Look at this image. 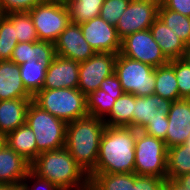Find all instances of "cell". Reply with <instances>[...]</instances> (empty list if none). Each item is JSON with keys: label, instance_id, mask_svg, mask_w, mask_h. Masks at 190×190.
<instances>
[{"label": "cell", "instance_id": "47", "mask_svg": "<svg viewBox=\"0 0 190 190\" xmlns=\"http://www.w3.org/2000/svg\"><path fill=\"white\" fill-rule=\"evenodd\" d=\"M185 145H190V135L189 137L187 138V140L184 142Z\"/></svg>", "mask_w": 190, "mask_h": 190}, {"label": "cell", "instance_id": "26", "mask_svg": "<svg viewBox=\"0 0 190 190\" xmlns=\"http://www.w3.org/2000/svg\"><path fill=\"white\" fill-rule=\"evenodd\" d=\"M190 173V145H177L168 148L167 178L176 180L178 177Z\"/></svg>", "mask_w": 190, "mask_h": 190}, {"label": "cell", "instance_id": "18", "mask_svg": "<svg viewBox=\"0 0 190 190\" xmlns=\"http://www.w3.org/2000/svg\"><path fill=\"white\" fill-rule=\"evenodd\" d=\"M33 98L25 88L20 67L12 60L0 61V100Z\"/></svg>", "mask_w": 190, "mask_h": 190}, {"label": "cell", "instance_id": "29", "mask_svg": "<svg viewBox=\"0 0 190 190\" xmlns=\"http://www.w3.org/2000/svg\"><path fill=\"white\" fill-rule=\"evenodd\" d=\"M122 94H110L100 88L86 96L87 113L104 119L111 111L116 99Z\"/></svg>", "mask_w": 190, "mask_h": 190}, {"label": "cell", "instance_id": "46", "mask_svg": "<svg viewBox=\"0 0 190 190\" xmlns=\"http://www.w3.org/2000/svg\"><path fill=\"white\" fill-rule=\"evenodd\" d=\"M11 190H23V188L21 186H16V187H13Z\"/></svg>", "mask_w": 190, "mask_h": 190}, {"label": "cell", "instance_id": "17", "mask_svg": "<svg viewBox=\"0 0 190 190\" xmlns=\"http://www.w3.org/2000/svg\"><path fill=\"white\" fill-rule=\"evenodd\" d=\"M29 171L30 163L7 144L0 149V184L21 186Z\"/></svg>", "mask_w": 190, "mask_h": 190}, {"label": "cell", "instance_id": "35", "mask_svg": "<svg viewBox=\"0 0 190 190\" xmlns=\"http://www.w3.org/2000/svg\"><path fill=\"white\" fill-rule=\"evenodd\" d=\"M46 0H0L2 15L10 13L29 12L35 6Z\"/></svg>", "mask_w": 190, "mask_h": 190}, {"label": "cell", "instance_id": "33", "mask_svg": "<svg viewBox=\"0 0 190 190\" xmlns=\"http://www.w3.org/2000/svg\"><path fill=\"white\" fill-rule=\"evenodd\" d=\"M174 73L179 89V100H190V65L182 58L174 59Z\"/></svg>", "mask_w": 190, "mask_h": 190}, {"label": "cell", "instance_id": "34", "mask_svg": "<svg viewBox=\"0 0 190 190\" xmlns=\"http://www.w3.org/2000/svg\"><path fill=\"white\" fill-rule=\"evenodd\" d=\"M129 3L128 0H105L101 6L100 17L104 21L116 25Z\"/></svg>", "mask_w": 190, "mask_h": 190}, {"label": "cell", "instance_id": "28", "mask_svg": "<svg viewBox=\"0 0 190 190\" xmlns=\"http://www.w3.org/2000/svg\"><path fill=\"white\" fill-rule=\"evenodd\" d=\"M158 17L180 38L185 45L190 44V17L165 8L161 3Z\"/></svg>", "mask_w": 190, "mask_h": 190}, {"label": "cell", "instance_id": "30", "mask_svg": "<svg viewBox=\"0 0 190 190\" xmlns=\"http://www.w3.org/2000/svg\"><path fill=\"white\" fill-rule=\"evenodd\" d=\"M19 67L25 88L34 96L43 88L47 67L34 60L25 62Z\"/></svg>", "mask_w": 190, "mask_h": 190}, {"label": "cell", "instance_id": "12", "mask_svg": "<svg viewBox=\"0 0 190 190\" xmlns=\"http://www.w3.org/2000/svg\"><path fill=\"white\" fill-rule=\"evenodd\" d=\"M80 27L85 40L96 53L118 54L121 51V39L115 25L104 21L100 16L80 24Z\"/></svg>", "mask_w": 190, "mask_h": 190}, {"label": "cell", "instance_id": "14", "mask_svg": "<svg viewBox=\"0 0 190 190\" xmlns=\"http://www.w3.org/2000/svg\"><path fill=\"white\" fill-rule=\"evenodd\" d=\"M167 117L166 147L182 145L190 135V100L173 101Z\"/></svg>", "mask_w": 190, "mask_h": 190}, {"label": "cell", "instance_id": "25", "mask_svg": "<svg viewBox=\"0 0 190 190\" xmlns=\"http://www.w3.org/2000/svg\"><path fill=\"white\" fill-rule=\"evenodd\" d=\"M135 173H96L89 190H134Z\"/></svg>", "mask_w": 190, "mask_h": 190}, {"label": "cell", "instance_id": "16", "mask_svg": "<svg viewBox=\"0 0 190 190\" xmlns=\"http://www.w3.org/2000/svg\"><path fill=\"white\" fill-rule=\"evenodd\" d=\"M80 63L55 56L46 71L42 89L78 88Z\"/></svg>", "mask_w": 190, "mask_h": 190}, {"label": "cell", "instance_id": "20", "mask_svg": "<svg viewBox=\"0 0 190 190\" xmlns=\"http://www.w3.org/2000/svg\"><path fill=\"white\" fill-rule=\"evenodd\" d=\"M55 56V44L52 42H20L15 46L10 60L17 65L34 60L48 67Z\"/></svg>", "mask_w": 190, "mask_h": 190}, {"label": "cell", "instance_id": "23", "mask_svg": "<svg viewBox=\"0 0 190 190\" xmlns=\"http://www.w3.org/2000/svg\"><path fill=\"white\" fill-rule=\"evenodd\" d=\"M135 95L123 93L116 99L110 113L103 119L106 126L133 128Z\"/></svg>", "mask_w": 190, "mask_h": 190}, {"label": "cell", "instance_id": "10", "mask_svg": "<svg viewBox=\"0 0 190 190\" xmlns=\"http://www.w3.org/2000/svg\"><path fill=\"white\" fill-rule=\"evenodd\" d=\"M159 6L156 0L130 2L115 25L118 37L122 40L132 33L150 29L158 18Z\"/></svg>", "mask_w": 190, "mask_h": 190}, {"label": "cell", "instance_id": "31", "mask_svg": "<svg viewBox=\"0 0 190 190\" xmlns=\"http://www.w3.org/2000/svg\"><path fill=\"white\" fill-rule=\"evenodd\" d=\"M5 16L15 26L18 43L39 41L36 28L28 12L10 13Z\"/></svg>", "mask_w": 190, "mask_h": 190}, {"label": "cell", "instance_id": "5", "mask_svg": "<svg viewBox=\"0 0 190 190\" xmlns=\"http://www.w3.org/2000/svg\"><path fill=\"white\" fill-rule=\"evenodd\" d=\"M26 124L34 132L40 153L65 147L67 123L42 110L33 101L27 110Z\"/></svg>", "mask_w": 190, "mask_h": 190}, {"label": "cell", "instance_id": "13", "mask_svg": "<svg viewBox=\"0 0 190 190\" xmlns=\"http://www.w3.org/2000/svg\"><path fill=\"white\" fill-rule=\"evenodd\" d=\"M54 44L56 55L78 63L85 62L96 53L85 40L80 25L71 22Z\"/></svg>", "mask_w": 190, "mask_h": 190}, {"label": "cell", "instance_id": "8", "mask_svg": "<svg viewBox=\"0 0 190 190\" xmlns=\"http://www.w3.org/2000/svg\"><path fill=\"white\" fill-rule=\"evenodd\" d=\"M39 41L55 43L70 24V15L64 0H46L29 12Z\"/></svg>", "mask_w": 190, "mask_h": 190}, {"label": "cell", "instance_id": "3", "mask_svg": "<svg viewBox=\"0 0 190 190\" xmlns=\"http://www.w3.org/2000/svg\"><path fill=\"white\" fill-rule=\"evenodd\" d=\"M105 128L102 119L90 114L67 123L65 148L88 175L96 167Z\"/></svg>", "mask_w": 190, "mask_h": 190}, {"label": "cell", "instance_id": "27", "mask_svg": "<svg viewBox=\"0 0 190 190\" xmlns=\"http://www.w3.org/2000/svg\"><path fill=\"white\" fill-rule=\"evenodd\" d=\"M105 0H64L73 24L85 23L100 16L101 6Z\"/></svg>", "mask_w": 190, "mask_h": 190}, {"label": "cell", "instance_id": "11", "mask_svg": "<svg viewBox=\"0 0 190 190\" xmlns=\"http://www.w3.org/2000/svg\"><path fill=\"white\" fill-rule=\"evenodd\" d=\"M117 54L97 52L79 65L78 89L87 96L99 89L102 81L114 73Z\"/></svg>", "mask_w": 190, "mask_h": 190}, {"label": "cell", "instance_id": "6", "mask_svg": "<svg viewBox=\"0 0 190 190\" xmlns=\"http://www.w3.org/2000/svg\"><path fill=\"white\" fill-rule=\"evenodd\" d=\"M168 148L165 141L143 131L137 132L135 140L134 173L141 176L167 178Z\"/></svg>", "mask_w": 190, "mask_h": 190}, {"label": "cell", "instance_id": "1", "mask_svg": "<svg viewBox=\"0 0 190 190\" xmlns=\"http://www.w3.org/2000/svg\"><path fill=\"white\" fill-rule=\"evenodd\" d=\"M137 130L131 127L106 126L101 138L95 169L96 173H134L135 140Z\"/></svg>", "mask_w": 190, "mask_h": 190}, {"label": "cell", "instance_id": "36", "mask_svg": "<svg viewBox=\"0 0 190 190\" xmlns=\"http://www.w3.org/2000/svg\"><path fill=\"white\" fill-rule=\"evenodd\" d=\"M134 190H166V180L154 176H141L135 173Z\"/></svg>", "mask_w": 190, "mask_h": 190}, {"label": "cell", "instance_id": "43", "mask_svg": "<svg viewBox=\"0 0 190 190\" xmlns=\"http://www.w3.org/2000/svg\"><path fill=\"white\" fill-rule=\"evenodd\" d=\"M182 59L185 60L190 65V44L186 45Z\"/></svg>", "mask_w": 190, "mask_h": 190}, {"label": "cell", "instance_id": "37", "mask_svg": "<svg viewBox=\"0 0 190 190\" xmlns=\"http://www.w3.org/2000/svg\"><path fill=\"white\" fill-rule=\"evenodd\" d=\"M32 182V183H31ZM23 190H59L54 184L48 180L37 177L29 171L21 183Z\"/></svg>", "mask_w": 190, "mask_h": 190}, {"label": "cell", "instance_id": "15", "mask_svg": "<svg viewBox=\"0 0 190 190\" xmlns=\"http://www.w3.org/2000/svg\"><path fill=\"white\" fill-rule=\"evenodd\" d=\"M172 102L155 94L135 96L133 129L141 131L148 124V121H157L165 118Z\"/></svg>", "mask_w": 190, "mask_h": 190}, {"label": "cell", "instance_id": "42", "mask_svg": "<svg viewBox=\"0 0 190 190\" xmlns=\"http://www.w3.org/2000/svg\"><path fill=\"white\" fill-rule=\"evenodd\" d=\"M166 190H187L179 185L175 180L166 179Z\"/></svg>", "mask_w": 190, "mask_h": 190}, {"label": "cell", "instance_id": "19", "mask_svg": "<svg viewBox=\"0 0 190 190\" xmlns=\"http://www.w3.org/2000/svg\"><path fill=\"white\" fill-rule=\"evenodd\" d=\"M33 98L0 100V134L7 136L26 124L27 110Z\"/></svg>", "mask_w": 190, "mask_h": 190}, {"label": "cell", "instance_id": "45", "mask_svg": "<svg viewBox=\"0 0 190 190\" xmlns=\"http://www.w3.org/2000/svg\"><path fill=\"white\" fill-rule=\"evenodd\" d=\"M13 186L6 185V184H0V190H11Z\"/></svg>", "mask_w": 190, "mask_h": 190}, {"label": "cell", "instance_id": "44", "mask_svg": "<svg viewBox=\"0 0 190 190\" xmlns=\"http://www.w3.org/2000/svg\"><path fill=\"white\" fill-rule=\"evenodd\" d=\"M6 144L5 136L0 134V149Z\"/></svg>", "mask_w": 190, "mask_h": 190}, {"label": "cell", "instance_id": "21", "mask_svg": "<svg viewBox=\"0 0 190 190\" xmlns=\"http://www.w3.org/2000/svg\"><path fill=\"white\" fill-rule=\"evenodd\" d=\"M150 31L169 61L183 58L186 45L159 17L150 26Z\"/></svg>", "mask_w": 190, "mask_h": 190}, {"label": "cell", "instance_id": "9", "mask_svg": "<svg viewBox=\"0 0 190 190\" xmlns=\"http://www.w3.org/2000/svg\"><path fill=\"white\" fill-rule=\"evenodd\" d=\"M120 53L123 56L141 61L154 68L169 63L160 46L154 40L150 29L127 35L121 40Z\"/></svg>", "mask_w": 190, "mask_h": 190}, {"label": "cell", "instance_id": "32", "mask_svg": "<svg viewBox=\"0 0 190 190\" xmlns=\"http://www.w3.org/2000/svg\"><path fill=\"white\" fill-rule=\"evenodd\" d=\"M18 44L14 24L5 16H0V61L10 60Z\"/></svg>", "mask_w": 190, "mask_h": 190}, {"label": "cell", "instance_id": "41", "mask_svg": "<svg viewBox=\"0 0 190 190\" xmlns=\"http://www.w3.org/2000/svg\"><path fill=\"white\" fill-rule=\"evenodd\" d=\"M175 181L183 188L190 190V173L178 177Z\"/></svg>", "mask_w": 190, "mask_h": 190}, {"label": "cell", "instance_id": "4", "mask_svg": "<svg viewBox=\"0 0 190 190\" xmlns=\"http://www.w3.org/2000/svg\"><path fill=\"white\" fill-rule=\"evenodd\" d=\"M42 110L66 123L86 116V96L78 88L42 89L33 96Z\"/></svg>", "mask_w": 190, "mask_h": 190}, {"label": "cell", "instance_id": "7", "mask_svg": "<svg viewBox=\"0 0 190 190\" xmlns=\"http://www.w3.org/2000/svg\"><path fill=\"white\" fill-rule=\"evenodd\" d=\"M114 73L119 78L124 93L135 96H147L154 94L155 68L117 54Z\"/></svg>", "mask_w": 190, "mask_h": 190}, {"label": "cell", "instance_id": "38", "mask_svg": "<svg viewBox=\"0 0 190 190\" xmlns=\"http://www.w3.org/2000/svg\"><path fill=\"white\" fill-rule=\"evenodd\" d=\"M168 128V117L162 120L148 121V124L141 130L144 133L165 141Z\"/></svg>", "mask_w": 190, "mask_h": 190}, {"label": "cell", "instance_id": "24", "mask_svg": "<svg viewBox=\"0 0 190 190\" xmlns=\"http://www.w3.org/2000/svg\"><path fill=\"white\" fill-rule=\"evenodd\" d=\"M154 94L171 101L179 100V89L174 73V60L155 68Z\"/></svg>", "mask_w": 190, "mask_h": 190}, {"label": "cell", "instance_id": "40", "mask_svg": "<svg viewBox=\"0 0 190 190\" xmlns=\"http://www.w3.org/2000/svg\"><path fill=\"white\" fill-rule=\"evenodd\" d=\"M161 4L169 10L190 17V0H163Z\"/></svg>", "mask_w": 190, "mask_h": 190}, {"label": "cell", "instance_id": "22", "mask_svg": "<svg viewBox=\"0 0 190 190\" xmlns=\"http://www.w3.org/2000/svg\"><path fill=\"white\" fill-rule=\"evenodd\" d=\"M5 139L6 144L29 163L40 154L37 150L34 132L27 124L10 132Z\"/></svg>", "mask_w": 190, "mask_h": 190}, {"label": "cell", "instance_id": "2", "mask_svg": "<svg viewBox=\"0 0 190 190\" xmlns=\"http://www.w3.org/2000/svg\"><path fill=\"white\" fill-rule=\"evenodd\" d=\"M30 171L59 190H89L90 187L89 175L65 147L40 153L30 163Z\"/></svg>", "mask_w": 190, "mask_h": 190}, {"label": "cell", "instance_id": "39", "mask_svg": "<svg viewBox=\"0 0 190 190\" xmlns=\"http://www.w3.org/2000/svg\"><path fill=\"white\" fill-rule=\"evenodd\" d=\"M101 90L110 94H123L121 83L115 73L106 77L99 87Z\"/></svg>", "mask_w": 190, "mask_h": 190}]
</instances>
